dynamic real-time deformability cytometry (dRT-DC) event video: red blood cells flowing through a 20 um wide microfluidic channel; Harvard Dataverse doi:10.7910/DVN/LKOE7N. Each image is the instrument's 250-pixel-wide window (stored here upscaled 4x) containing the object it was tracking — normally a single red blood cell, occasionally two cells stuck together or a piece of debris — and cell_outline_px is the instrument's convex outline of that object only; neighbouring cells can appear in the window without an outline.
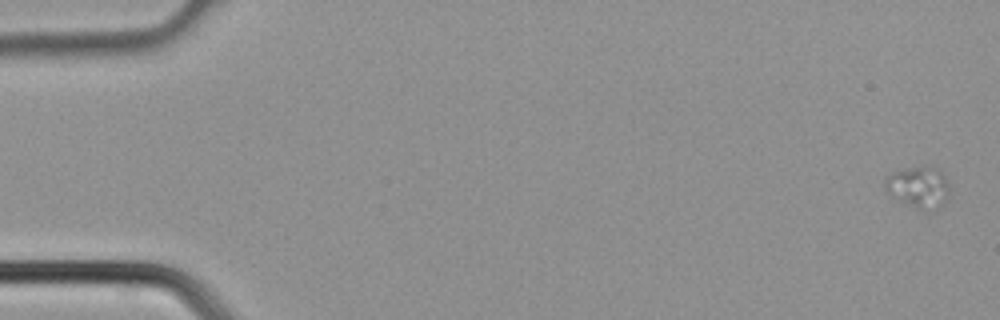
{"species": "common noctule bat (a hibernating species)", "species_latin": "Nyctalus noctula", "temperature_condition": "cold", "stored_images_in_passage": 4, "camera_frame_rate_fps": 3000, "um_per_image_px": 0.085, "animal": {"sex": "male", "body_mass_g": 21.5, "forearm_length_mm": 52.0}, "frame": {"image": 1, "passage_image": 1, "time_ms": 0.0, "image_size_px": [1000, 320], "cell_outline_px": [[948, 196], [944, 200], [928, 212], [924, 212], [900, 200], [884, 188], [884, 180], [892, 172], [912, 168], [940, 168], [948, 184]], "centroid_in_image_um": [78.07, 15.91], "position_along_channel_um": 6.9, "area_um2": 14.91}}